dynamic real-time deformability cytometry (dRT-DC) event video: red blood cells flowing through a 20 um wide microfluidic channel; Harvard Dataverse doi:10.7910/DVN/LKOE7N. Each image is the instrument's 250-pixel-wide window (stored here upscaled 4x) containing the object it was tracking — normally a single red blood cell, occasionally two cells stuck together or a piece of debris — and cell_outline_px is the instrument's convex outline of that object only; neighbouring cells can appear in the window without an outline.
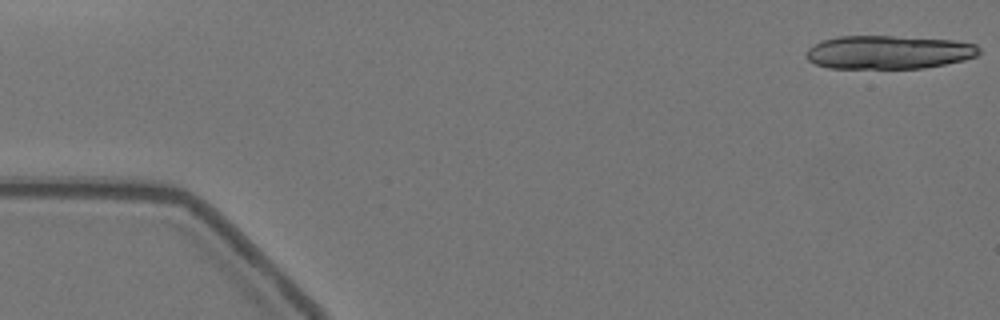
{"species": "Egyptian fruit bat (a non-hibernating species)", "species_latin": "Rousettus aegyptiacus", "temperature_condition": "warm", "stored_images_in_passage": 14, "camera_frame_rate_fps": 3000, "um_per_image_px": 0.085, "animal": {"sex": "female"}, "frame": {"image": 1, "passage_image": 1, "time_ms": 0.0, "image_size_px": [1000, 320], "cell_outline_px": [[980, 52], [976, 56], [964, 60], [924, 68], [828, 68], [816, 64], [808, 60], [808, 48], [824, 40], [836, 36], [892, 36], [956, 40], [976, 44], [980, 48]], "centroid_in_image_um": [75.57, 4.43], "position_along_channel_um": 9.4, "area_um2": 33.64}}